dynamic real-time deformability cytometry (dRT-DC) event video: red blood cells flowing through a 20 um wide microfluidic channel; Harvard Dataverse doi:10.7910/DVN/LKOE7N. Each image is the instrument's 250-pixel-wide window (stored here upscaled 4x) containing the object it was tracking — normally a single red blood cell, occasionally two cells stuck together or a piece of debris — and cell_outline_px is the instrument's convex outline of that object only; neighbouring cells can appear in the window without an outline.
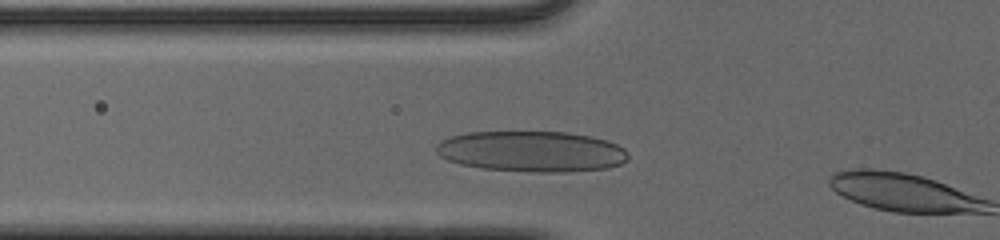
{"species": "human", "species_latin": "Homo sapiens", "temperature_condition": "cold", "stored_images_in_passage": 7, "camera_frame_rate_fps": 3000, "um_per_image_px": 0.085, "donor": {"sex": "male"}, "frame": {"image": 1, "passage_image": 6, "time_ms": 1.667, "image_size_px": [1000, 240], "cell_outline_px": [[628, 160], [620, 164], [608, 168], [564, 172], [536, 172], [480, 168], [460, 164], [448, 160], [440, 156], [436, 152], [436, 144], [440, 140], [452, 136], [468, 132], [568, 132], [592, 136], [616, 144], [624, 148], [628, 152]], "centroid_in_image_um": [45.19, 12.87], "position_along_channel_um": 80.6, "area_um2": 45.78}}